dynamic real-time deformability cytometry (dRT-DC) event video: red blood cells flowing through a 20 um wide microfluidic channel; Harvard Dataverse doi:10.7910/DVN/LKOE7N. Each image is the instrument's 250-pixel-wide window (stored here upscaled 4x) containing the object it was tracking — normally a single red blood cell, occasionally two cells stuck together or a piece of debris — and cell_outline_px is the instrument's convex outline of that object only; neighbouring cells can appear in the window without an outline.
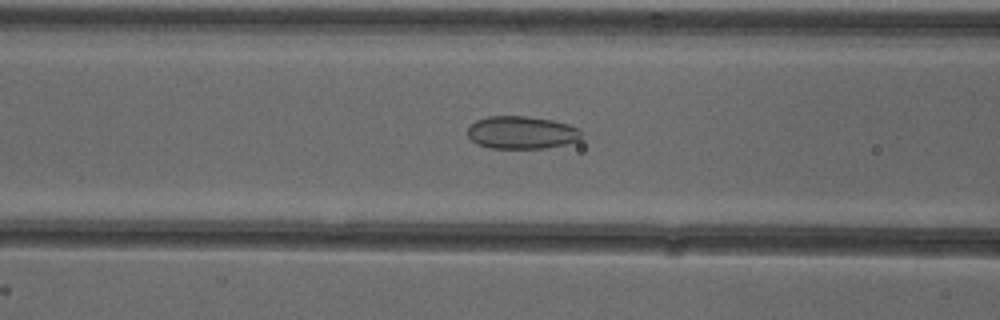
{"species": "common noctule bat (a hibernating species)", "species_latin": "Nyctalus noctula", "temperature_condition": "cold", "stored_images_in_passage": 52, "camera_frame_rate_fps": 3000, "um_per_image_px": 0.085, "animal": {"sex": "female"}, "frame": {"image": 1, "passage_image": 21, "time_ms": 6.667, "image_size_px": [1000, 320], "cell_outline_px": [[580, 140], [564, 144], [544, 148], [492, 148], [476, 144], [468, 136], [468, 128], [476, 120], [488, 116], [528, 116], [552, 120], [568, 124], [580, 128]], "centroid_in_image_um": [44.33, 11.26], "position_along_channel_um": 122.3, "area_um2": 21.68}}
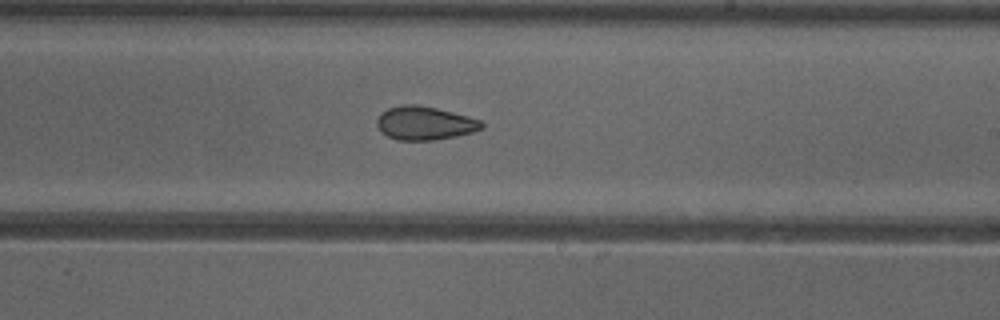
{"frame": {"image": 2, "passage_image": 31, "time_ms": 10.0, "image_size_px": [1000, 320], "cell_outline_px": [[484, 128], [472, 132], [456, 136], [432, 140], [396, 140], [388, 136], [376, 124], [376, 120], [380, 112], [388, 108], [404, 104], [416, 104], [436, 108], [468, 116], [480, 120], [484, 124]], "centroid_in_image_um": [36.1, 10.46], "position_along_channel_um": 252.9, "area_um2": 20.4}}
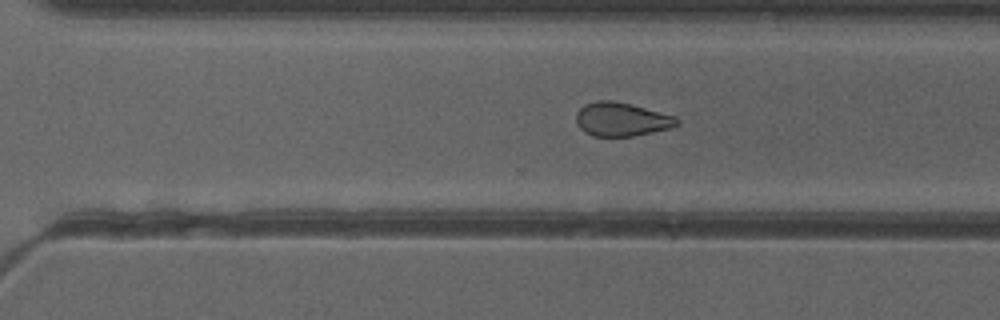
{"frame": {"image": 3, "passage_image": 36, "time_ms": 11.667, "image_size_px": [1000, 320], "cell_outline_px": [[680, 124], [672, 128], [632, 136], [592, 136], [584, 132], [580, 128], [576, 120], [576, 112], [584, 104], [596, 100], [612, 100], [632, 104], [676, 116], [680, 120]], "centroid_in_image_um": [52.85, 10.13], "position_along_channel_um": 317.8, "area_um2": 20.06}, "authors_computed_cell_mechanics": {"area_um2": 21.8484, "velocity_mm_per_s": 3.9135, "shape_relaxation_time_tau1_ms": 9.7176, "shape_relaxation_time_tau2_ms": 3.5431, "deformation_change_tau1": 0.1071, "deformation_change_tau2": 0.0866}}